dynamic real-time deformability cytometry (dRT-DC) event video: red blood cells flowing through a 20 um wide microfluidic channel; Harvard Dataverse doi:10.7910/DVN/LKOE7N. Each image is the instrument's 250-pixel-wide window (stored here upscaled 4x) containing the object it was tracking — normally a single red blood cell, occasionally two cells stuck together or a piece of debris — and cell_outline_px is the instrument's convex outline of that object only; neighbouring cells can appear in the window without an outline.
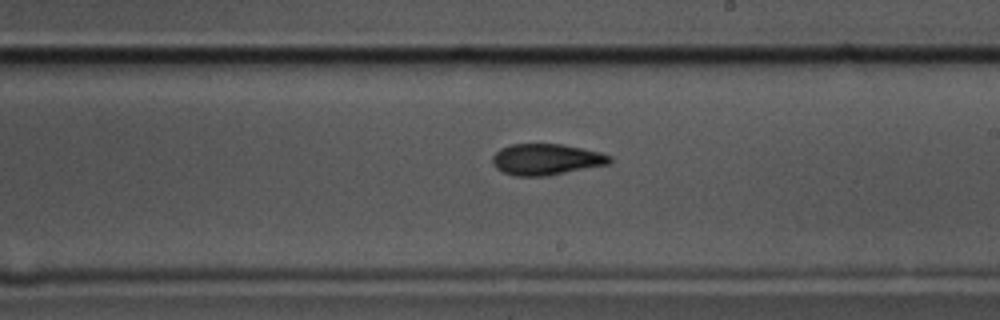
{"species": "common noctule bat (a hibernating species)", "species_latin": "Nyctalus noctula", "temperature_condition": "cold", "stored_images_in_passage": 56, "camera_frame_rate_fps": 3000, "um_per_image_px": 0.085, "animal": {"sex": "male", "body_mass_g": 17.5, "forearm_length_mm": 52.3}, "frame": {"image": 1, "passage_image": 32, "time_ms": 10.333, "image_size_px": [1000, 320], "cell_outline_px": [[612, 164], [548, 176], [516, 176], [504, 172], [496, 168], [492, 164], [492, 156], [500, 148], [512, 144], [560, 144], [600, 152], [612, 156]], "centroid_in_image_um": [46.46, 13.56], "position_along_channel_um": 242.5, "area_um2": 21.5}}
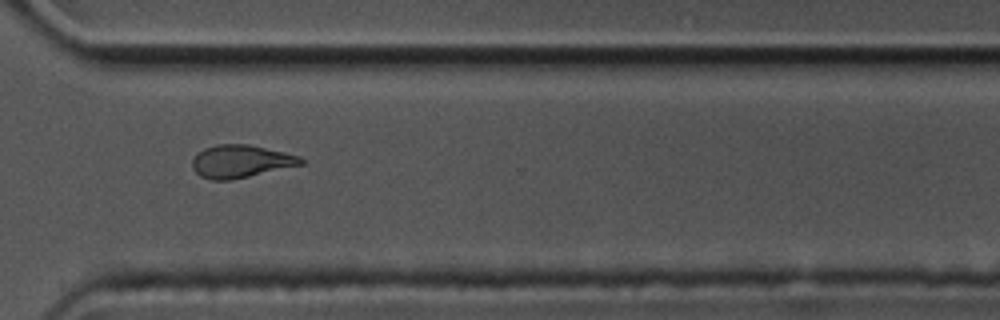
{"frame": {"image": 2, "passage_image": 41, "time_ms": 13.333, "image_size_px": [1000, 320], "cell_outline_px": [[304, 164], [248, 176], [228, 180], [212, 180], [200, 176], [192, 168], [192, 160], [204, 148], [216, 144], [248, 144], [300, 156], [304, 160]], "centroid_in_image_um": [20.45, 13.71], "position_along_channel_um": 350.1, "area_um2": 20.46}}
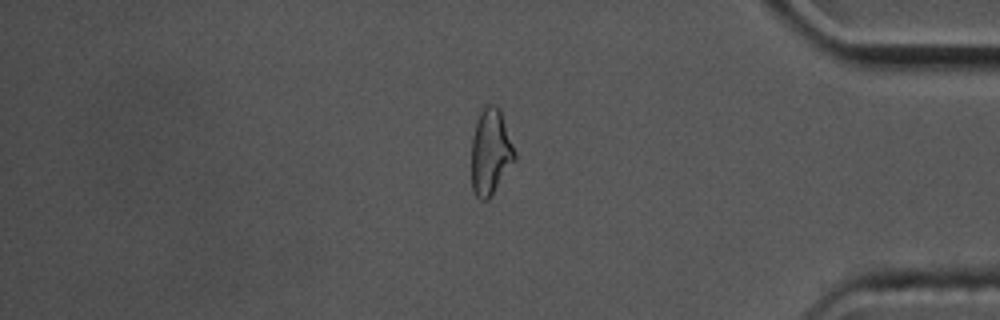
{"frame": {"image": 3, "passage_image": 47, "time_ms": 15.333, "image_size_px": [1000, 320], "cell_outline_px": [[516, 160], [492, 196], [488, 200], [480, 200], [476, 196], [472, 188], [472, 136], [476, 120], [480, 112], [488, 104], [492, 104], [500, 108], [516, 152]], "centroid_in_image_um": [41.71, 12.93], "position_along_channel_um": 393.5, "area_um2": 21.96}, "authors_computed_cell_mechanics": {"area_um2": 21.4727, "velocity_mm_per_s": 3.5837, "shape_relaxation_time_tau1_ms": null, "shape_relaxation_time_tau2_ms": 8.805, "deformation_change_tau1": null, "deformation_change_tau2": 0.1633}}